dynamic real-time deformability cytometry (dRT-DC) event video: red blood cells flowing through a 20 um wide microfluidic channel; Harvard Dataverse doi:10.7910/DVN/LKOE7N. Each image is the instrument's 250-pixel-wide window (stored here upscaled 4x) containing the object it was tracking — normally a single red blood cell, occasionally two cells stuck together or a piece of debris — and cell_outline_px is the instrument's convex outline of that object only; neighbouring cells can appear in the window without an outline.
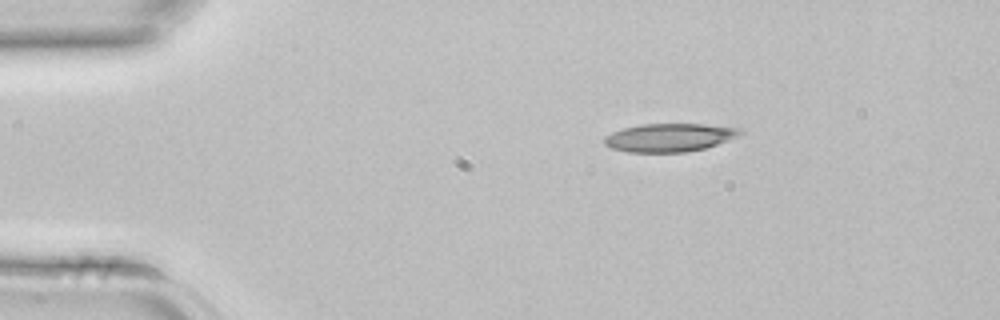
{"species": "common noctule bat (a hibernating species)", "species_latin": "Nyctalus noctula", "temperature_condition": "room temperature", "stored_images_in_passage": 4, "segment_of_instrument_passage": [2, 2], "camera_frame_rate_fps": 3000, "um_per_image_px": 0.085, "animal": {"sex": "female", "body_mass_g": 22.7, "forearm_length_mm": 54.2}, "frame": {"image": 1, "passage_image": 4, "time_ms": 1.0, "image_size_px": [1000, 320], "cell_outline_px": [[744, 132], [740, 136], [704, 148], [684, 152], [628, 152], [612, 148], [604, 144], [604, 136], [612, 132], [624, 128], [640, 124], [704, 124], [740, 128]], "centroid_in_image_um": [56.9, 11.68], "position_along_channel_um": 28.1, "area_um2": 22.31}}